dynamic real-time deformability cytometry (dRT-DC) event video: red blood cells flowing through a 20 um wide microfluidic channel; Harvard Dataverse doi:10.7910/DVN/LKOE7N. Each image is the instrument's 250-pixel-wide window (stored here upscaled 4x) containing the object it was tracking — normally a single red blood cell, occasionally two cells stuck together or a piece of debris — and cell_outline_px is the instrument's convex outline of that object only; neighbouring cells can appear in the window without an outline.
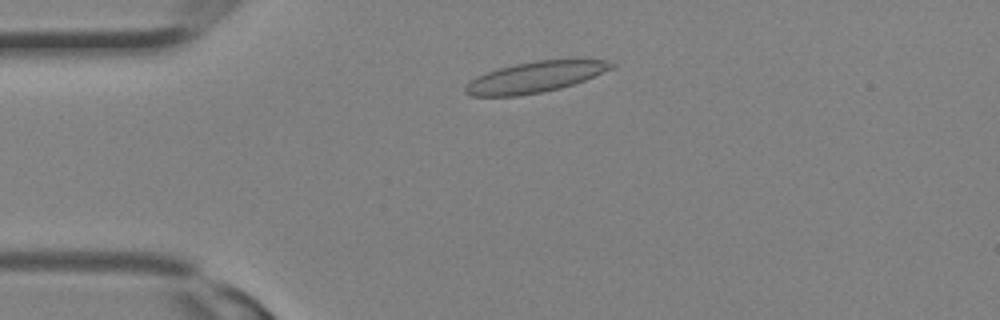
{"species": "Egyptian fruit bat (a non-hibernating species)", "species_latin": "Rousettus aegyptiacus", "temperature_condition": "room temperature", "stored_images_in_passage": 8, "camera_frame_rate_fps": 3000, "um_per_image_px": 0.085, "animal": {"sex": "female"}, "frame": {"image": 1, "passage_image": 4, "time_ms": 1.0, "image_size_px": [1000, 320], "cell_outline_px": [[616, 64], [612, 68], [584, 80], [560, 88], [520, 96], [472, 96], [464, 92], [464, 88], [476, 76], [500, 68], [516, 64], [536, 60], [608, 60]], "centroid_in_image_um": [45.47, 6.56], "position_along_channel_um": 39.5, "area_um2": 25.78}}
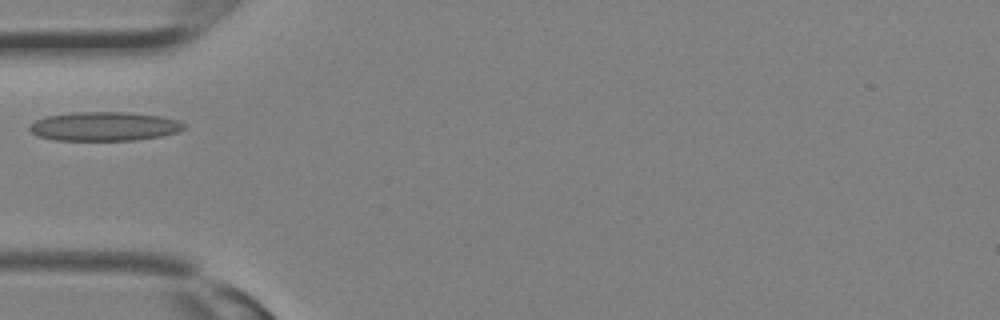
{"frame": {"image": 2, "passage_image": 7, "time_ms": 2.0, "image_size_px": [1000, 320], "cell_outline_px": [[184, 128], [176, 132], [160, 136], [136, 140], [52, 140], [40, 136], [32, 132], [28, 128], [28, 124], [44, 116], [72, 112], [128, 112], [160, 116], [176, 120], [184, 124]], "centroid_in_image_um": [8.8, 10.73], "position_along_channel_um": 76.2, "area_um2": 26.07}}